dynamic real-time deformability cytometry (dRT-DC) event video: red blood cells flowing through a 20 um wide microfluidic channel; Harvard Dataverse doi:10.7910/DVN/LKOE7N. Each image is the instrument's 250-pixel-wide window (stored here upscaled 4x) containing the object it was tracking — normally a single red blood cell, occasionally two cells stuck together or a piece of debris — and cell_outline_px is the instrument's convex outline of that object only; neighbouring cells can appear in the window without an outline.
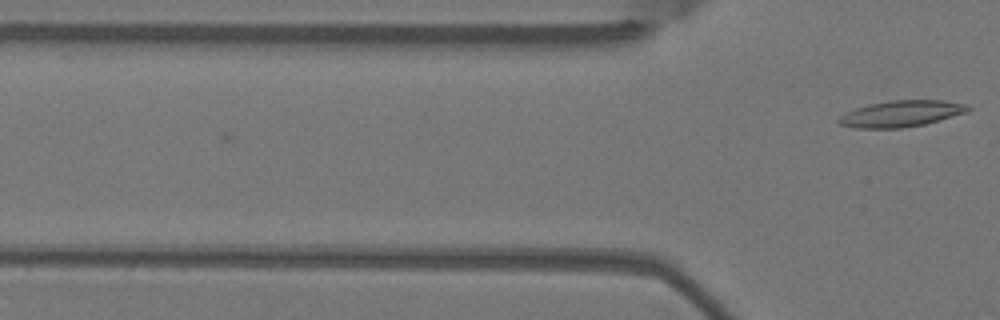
{"species": "Egyptian fruit bat (a non-hibernating species)", "species_latin": "Rousettus aegyptiacus", "temperature_condition": "warm", "stored_images_in_passage": 4, "camera_frame_rate_fps": 3000, "um_per_image_px": 0.085, "animal": {"sex": "female"}, "frame": {"image": 1, "passage_image": 4, "time_ms": 1.0, "image_size_px": [1000, 320], "cell_outline_px": [[972, 108], [968, 112], [924, 124], [900, 128], [856, 128], [840, 124], [836, 120], [840, 116], [856, 108], [868, 104], [892, 100], [940, 100], [968, 104]], "centroid_in_image_um": [76.63, 9.66], "position_along_channel_um": 49.2, "area_um2": 19.71}}